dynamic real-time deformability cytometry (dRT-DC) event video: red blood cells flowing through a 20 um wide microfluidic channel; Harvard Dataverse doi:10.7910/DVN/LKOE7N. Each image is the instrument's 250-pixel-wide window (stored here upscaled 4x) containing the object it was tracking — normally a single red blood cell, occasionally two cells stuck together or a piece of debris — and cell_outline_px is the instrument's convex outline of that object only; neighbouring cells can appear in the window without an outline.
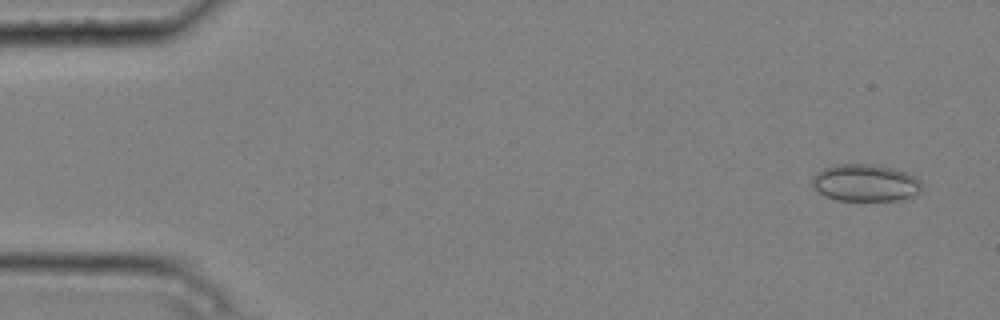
{"species": "common noctule bat (a hibernating species)", "species_latin": "Nyctalus noctula", "temperature_condition": "cold", "stored_images_in_passage": 4, "camera_frame_rate_fps": 3000, "um_per_image_px": 0.085, "animal": {"sex": "male", "body_mass_g": 20.4}, "frame": {"image": 1, "passage_image": 1, "time_ms": 0.0, "image_size_px": [1000, 320], "cell_outline_px": [[920, 192], [912, 196], [896, 200], [836, 200], [812, 188], [812, 176], [816, 172], [824, 168], [836, 164], [872, 164], [892, 168], [904, 172], [912, 176], [920, 184]], "centroid_in_image_um": [73.48, 15.53], "position_along_channel_um": 11.5, "area_um2": 23.35}}
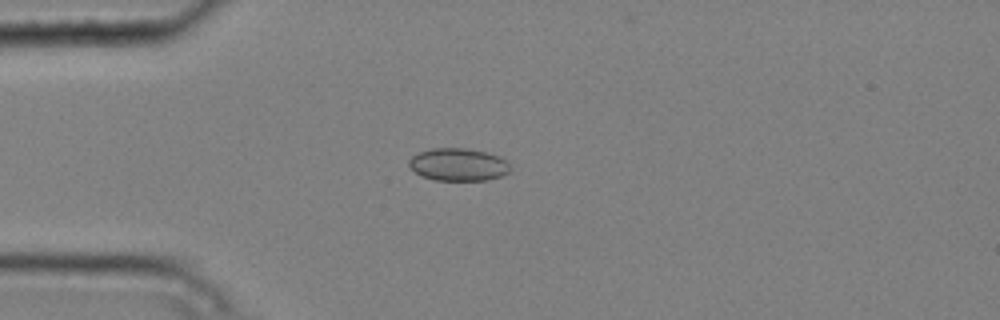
{"frame": {"image": 2, "passage_image": 4, "time_ms": 1.0, "image_size_px": [1000, 320], "cell_outline_px": [[512, 168], [508, 172], [500, 176], [488, 180], [436, 180], [420, 176], [408, 164], [408, 160], [412, 156], [420, 152], [432, 148], [464, 148], [484, 152], [500, 156]], "centroid_in_image_um": [38.94, 13.99], "position_along_channel_um": 46.1, "area_um2": 19.13}}